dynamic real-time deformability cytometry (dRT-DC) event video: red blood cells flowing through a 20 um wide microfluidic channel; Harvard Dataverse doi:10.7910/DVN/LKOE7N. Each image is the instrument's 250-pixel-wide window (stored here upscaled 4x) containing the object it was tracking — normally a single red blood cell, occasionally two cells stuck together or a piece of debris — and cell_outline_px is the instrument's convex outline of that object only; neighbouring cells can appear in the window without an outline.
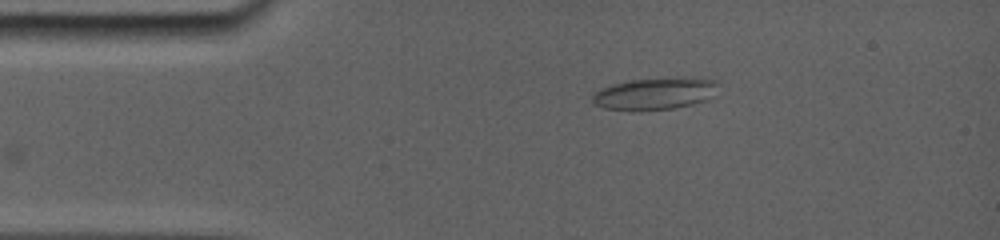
{"species": "common noctule bat (a hibernating species)", "species_latin": "Nyctalus noctula", "temperature_condition": "room temperature", "stored_images_in_passage": 42, "camera_frame_rate_fps": 5000, "um_per_image_px": 0.085, "animal": {"sex": "female", "body_mass_g": 19.0, "forearm_length_mm": 56.7}, "frame": {"image": 1, "passage_image": 1, "time_ms": 0.0, "image_size_px": [1000, 240], "cell_outline_px": [[716, 96], [708, 100], [692, 104], [672, 108], [604, 108], [596, 104], [592, 100], [592, 92], [600, 88], [612, 84], [628, 80], [676, 76], [684, 76], [716, 80]], "centroid_in_image_um": [55.73, 7.89], "position_along_channel_um": 29.3, "area_um2": 23.29}}
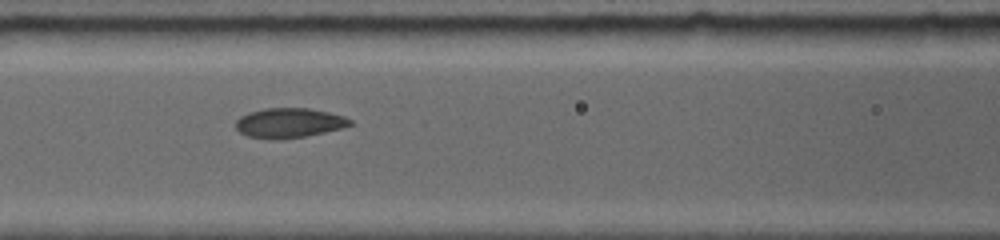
{"frame": {"image": 2, "passage_image": 28, "time_ms": 4.0, "image_size_px": [1000, 240], "cell_outline_px": [[352, 124], [340, 128], [304, 136], [248, 136], [240, 132], [236, 128], [236, 120], [240, 116], [248, 112], [264, 108], [308, 108], [328, 112], [344, 116], [352, 120]], "centroid_in_image_um": [24.58, 10.38], "position_along_channel_um": 142.0, "area_um2": 18.84}}
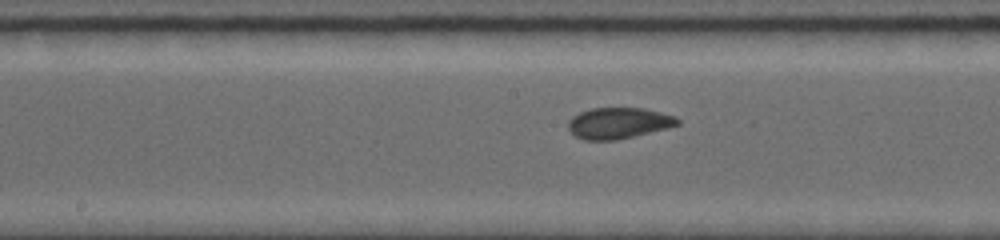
{"frame": {"image": 3, "passage_image": 37, "time_ms": 5.4, "image_size_px": [1000, 240], "cell_outline_px": [[680, 124], [632, 136], [612, 140], [584, 140], [576, 136], [568, 128], [568, 120], [572, 116], [580, 112], [592, 108], [644, 108], [676, 116], [680, 120]], "centroid_in_image_um": [52.55, 10.45], "position_along_channel_um": 195.7, "area_um2": 19.54}}